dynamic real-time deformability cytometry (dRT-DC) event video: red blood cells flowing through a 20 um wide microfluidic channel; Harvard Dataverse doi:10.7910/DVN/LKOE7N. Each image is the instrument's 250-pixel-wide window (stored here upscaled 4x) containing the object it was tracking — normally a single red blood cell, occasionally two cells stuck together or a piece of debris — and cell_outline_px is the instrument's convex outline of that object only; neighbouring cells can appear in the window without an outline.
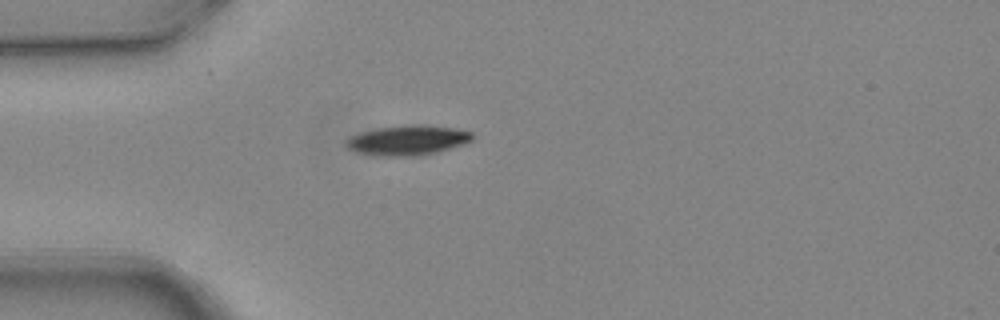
{"species": "common noctule bat (a hibernating species)", "species_latin": "Nyctalus noctula", "temperature_condition": "warm", "stored_images_in_passage": 1, "camera_frame_rate_fps": 3000, "um_per_image_px": 0.085, "animal": {"sex": "female", "body_mass_g": 24.6, "forearm_length_mm": 56.2}, "frame": {"image": 1, "passage_image": 1, "time_ms": 0.0, "image_size_px": [1000, 320], "cell_outline_px": [[472, 140], [464, 144], [436, 152], [416, 156], [384, 156], [356, 152], [348, 148], [344, 144], [344, 140], [360, 132], [376, 128], [408, 124], [424, 124], [452, 128], [472, 132]], "centroid_in_image_um": [34.62, 11.91], "position_along_channel_um": 50.4, "area_um2": 22.02}}